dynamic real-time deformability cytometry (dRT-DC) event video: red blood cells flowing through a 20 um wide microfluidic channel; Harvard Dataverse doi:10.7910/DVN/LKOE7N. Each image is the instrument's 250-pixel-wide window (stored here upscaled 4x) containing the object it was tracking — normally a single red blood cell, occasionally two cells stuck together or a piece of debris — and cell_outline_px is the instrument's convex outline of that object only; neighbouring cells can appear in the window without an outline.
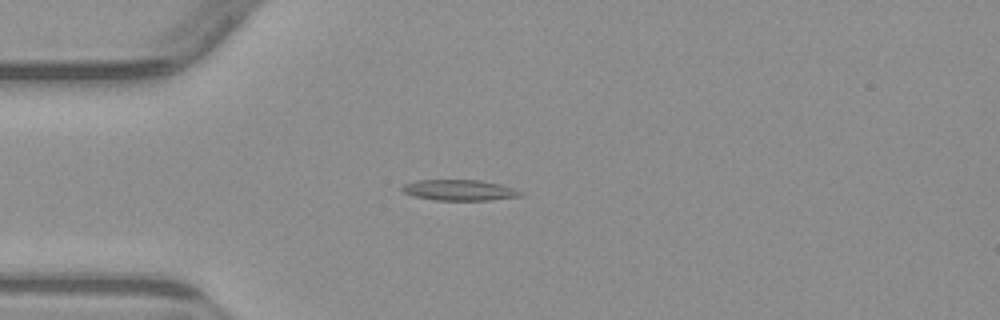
{"species": "common noctule bat (a hibernating species)", "species_latin": "Nyctalus noctula", "temperature_condition": "warm", "stored_images_in_passage": 3, "camera_frame_rate_fps": 3000, "um_per_image_px": 0.085, "animal": {"sex": "male", "body_mass_g": 23.1, "forearm_length_mm": 52.7}, "frame": {"image": 1, "passage_image": 3, "time_ms": 2.333, "image_size_px": [1000, 320], "cell_outline_px": [[524, 196], [488, 200], [436, 200], [416, 196], [404, 192], [400, 188], [404, 184], [416, 180], [480, 180], [500, 184], [524, 192]], "centroid_in_image_um": [39.08, 16.16], "position_along_channel_um": 45.9, "area_um2": 14.28}}